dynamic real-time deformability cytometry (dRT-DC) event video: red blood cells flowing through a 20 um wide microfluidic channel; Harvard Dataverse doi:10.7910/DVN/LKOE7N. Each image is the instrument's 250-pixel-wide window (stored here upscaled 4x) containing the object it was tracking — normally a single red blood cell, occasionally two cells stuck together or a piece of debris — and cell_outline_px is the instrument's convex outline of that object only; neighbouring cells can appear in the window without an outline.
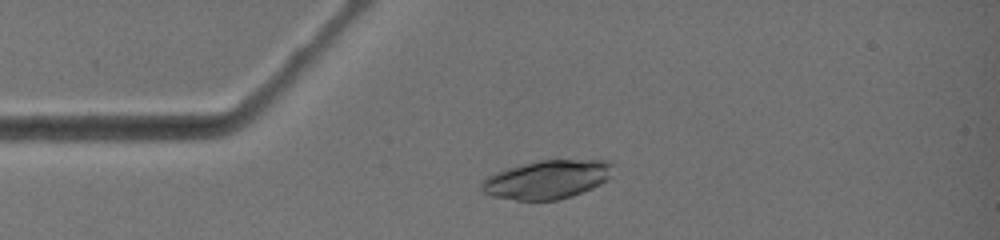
{"species": "common noctule bat (a hibernating species)", "species_latin": "Nyctalus noctula", "temperature_condition": "warm", "stored_images_in_passage": 2, "camera_frame_rate_fps": 3000, "um_per_image_px": 0.085, "animal": {"sex": "female", "body_mass_g": 19.0, "forearm_length_mm": 51.5}, "frame": {"image": 1, "passage_image": 1, "time_ms": 0.0, "image_size_px": [1000, 240], "cell_outline_px": [[616, 164], [612, 176], [600, 184], [592, 188], [572, 196], [556, 200], [516, 200], [492, 196], [480, 192], [480, 180], [504, 168], [540, 160], [608, 160]], "centroid_in_image_um": [46.5, 15.25], "position_along_channel_um": 38.5, "area_um2": 30.06}}